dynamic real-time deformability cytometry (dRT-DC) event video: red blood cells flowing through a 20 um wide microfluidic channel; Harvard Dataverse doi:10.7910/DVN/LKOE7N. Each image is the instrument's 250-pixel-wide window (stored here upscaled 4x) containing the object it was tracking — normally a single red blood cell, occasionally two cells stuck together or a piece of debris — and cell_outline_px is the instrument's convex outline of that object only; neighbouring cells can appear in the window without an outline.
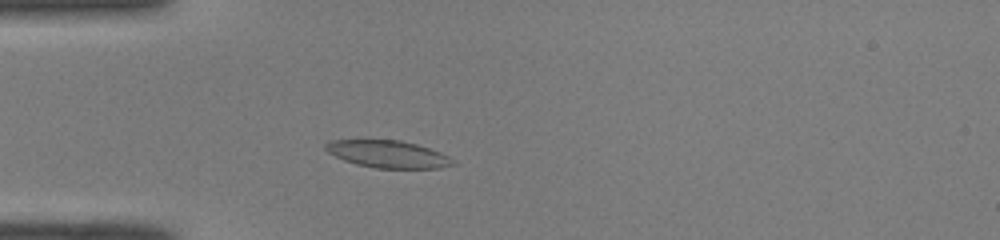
{"species": "common noctule bat (a hibernating species)", "species_latin": "Nyctalus noctula", "temperature_condition": "room temperature", "stored_images_in_passage": 30, "camera_frame_rate_fps": 3000, "um_per_image_px": 0.085, "animal": {"sex": "male", "body_mass_g": 19.0, "forearm_length_mm": 50.8}, "frame": {"image": 1, "passage_image": 1, "time_ms": 0.0, "image_size_px": [1000, 240], "cell_outline_px": [[456, 164], [440, 168], [376, 168], [356, 164], [344, 160], [328, 152], [324, 148], [324, 144], [332, 140], [400, 140], [416, 144], [440, 152], [448, 156]], "centroid_in_image_um": [32.96, 13.1], "position_along_channel_um": 52.0, "area_um2": 20.06}}
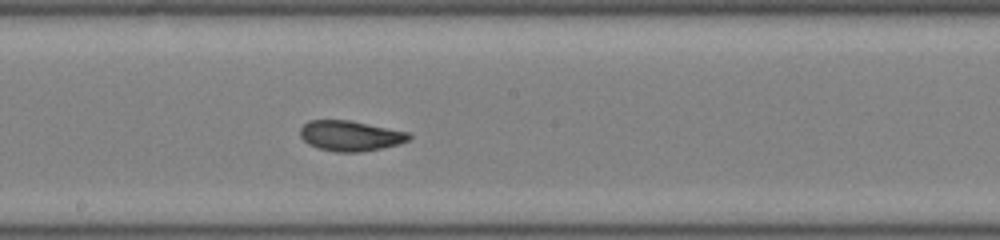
{"frame": {"image": 2, "passage_image": 14, "time_ms": 4.333, "image_size_px": [1000, 240], "cell_outline_px": [[412, 136], [408, 140], [400, 144], [360, 152], [336, 152], [316, 148], [308, 144], [300, 136], [300, 128], [308, 120], [348, 120], [408, 132]], "centroid_in_image_um": [29.74, 11.55], "position_along_channel_um": 218.5, "area_um2": 19.19}}
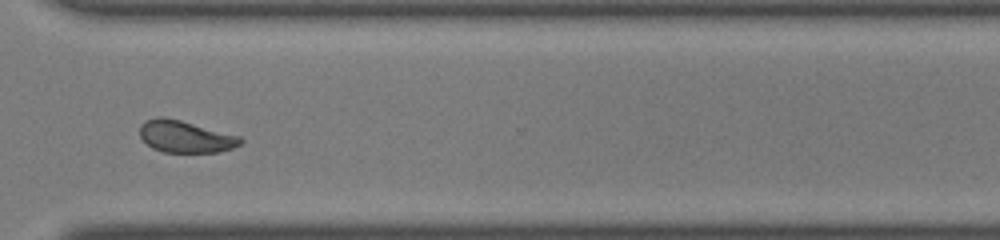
{"frame": {"image": 3, "passage_image": 24, "time_ms": 7.667, "image_size_px": [1000, 240], "cell_outline_px": [[244, 140], [240, 144], [232, 148], [220, 152], [164, 152], [152, 148], [140, 136], [140, 124], [144, 120], [156, 116], [164, 116], [180, 120], [240, 136]], "centroid_in_image_um": [15.74, 11.6], "position_along_channel_um": 354.9, "area_um2": 18.79}, "authors_computed_cell_mechanics": {"area_um2": 19.1029, "velocity_mm_per_s": 4.0718, "shape_relaxation_time_tau1_ms": 8.997, "shape_relaxation_time_tau2_ms": 1.8695, "deformation_change_tau1": 0.1793, "deformation_change_tau2": 0.0541}}